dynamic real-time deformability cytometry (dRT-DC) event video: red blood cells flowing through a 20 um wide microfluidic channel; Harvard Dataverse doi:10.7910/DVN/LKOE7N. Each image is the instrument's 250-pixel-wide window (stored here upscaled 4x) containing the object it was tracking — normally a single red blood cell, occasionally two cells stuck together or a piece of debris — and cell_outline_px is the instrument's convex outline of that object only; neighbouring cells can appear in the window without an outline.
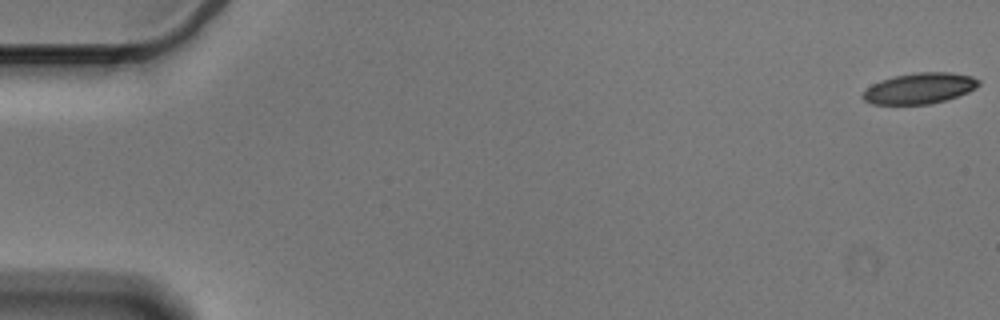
{"species": "Egyptian fruit bat (a non-hibernating species)", "species_latin": "Rousettus aegyptiacus", "temperature_condition": "cold", "stored_images_in_passage": 57, "camera_frame_rate_fps": 3000, "um_per_image_px": 0.085, "animal": {"sex": "male"}, "frame": {"image": 1, "passage_image": 1, "time_ms": 0.0, "image_size_px": [1000, 320], "cell_outline_px": [[980, 84], [976, 88], [968, 92], [944, 100], [928, 104], [872, 104], [864, 100], [860, 96], [872, 84], [880, 80], [896, 76], [916, 72], [952, 72], [972, 76], [980, 80]], "centroid_in_image_um": [78.17, 7.5], "position_along_channel_um": 6.8, "area_um2": 20.75}}
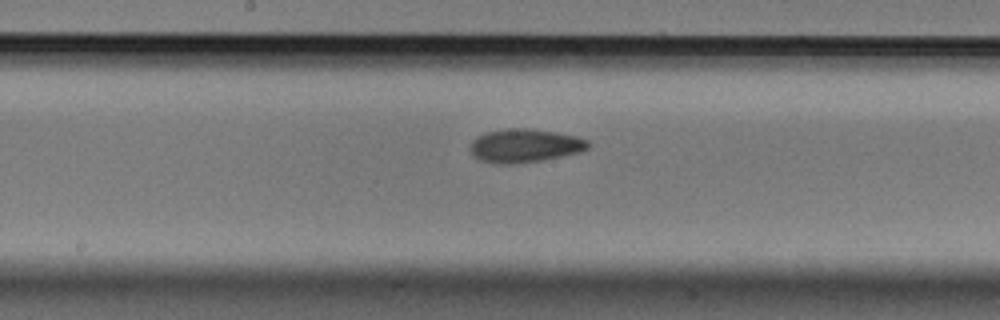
{"frame": {"image": 2, "passage_image": 30, "time_ms": 9.667, "image_size_px": [1000, 320], "cell_outline_px": [[592, 144], [588, 148], [580, 152], [544, 160], [516, 164], [492, 164], [480, 160], [472, 152], [472, 140], [476, 136], [484, 132], [508, 128], [524, 128], [552, 132], [576, 136], [588, 140]], "centroid_in_image_um": [44.61, 12.39], "position_along_channel_um": 203.6, "area_um2": 23.06}}
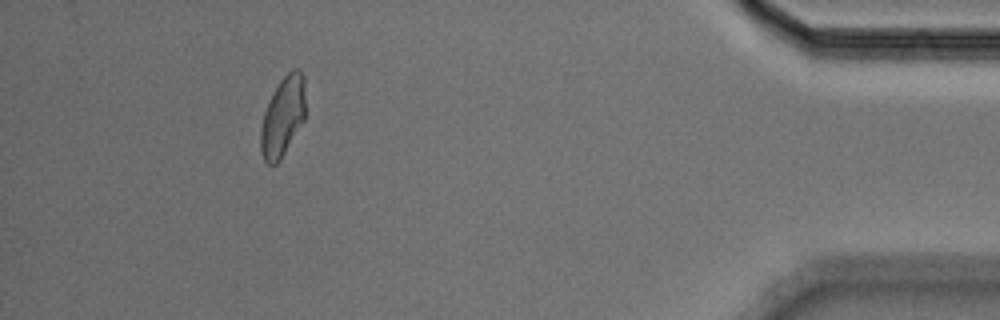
{"frame": {"image": 3, "passage_image": 52, "time_ms": 17.0, "image_size_px": [1000, 320], "cell_outline_px": [[304, 120], [280, 160], [276, 164], [268, 164], [264, 160], [260, 152], [260, 128], [264, 112], [280, 80], [292, 68], [300, 68], [304, 76]], "centroid_in_image_um": [24.03, 9.91], "position_along_channel_um": 411.2, "area_um2": 20.63}, "authors_computed_cell_mechanics": {"area_um2": 21.5016, "velocity_mm_per_s": 3.5774, "shape_relaxation_time_tau1_ms": 4.7402, "shape_relaxation_time_tau2_ms": 2.8351, "deformation_change_tau1": 0.1278, "deformation_change_tau2": 0.074}}